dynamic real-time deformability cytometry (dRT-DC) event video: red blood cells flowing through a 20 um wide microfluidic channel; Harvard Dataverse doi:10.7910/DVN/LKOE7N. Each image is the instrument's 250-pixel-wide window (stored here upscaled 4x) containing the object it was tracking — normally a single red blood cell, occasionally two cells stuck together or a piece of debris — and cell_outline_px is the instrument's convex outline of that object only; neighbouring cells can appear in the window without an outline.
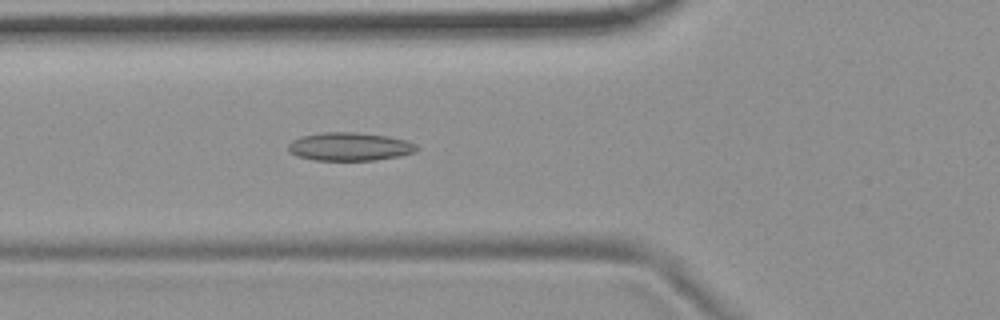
{"species": "common noctule bat (a hibernating species)", "species_latin": "Nyctalus noctula", "temperature_condition": "room temperature", "stored_images_in_passage": 54, "camera_frame_rate_fps": 3000, "um_per_image_px": 0.085, "animal": {"sex": "female", "body_mass_g": 19.9}, "frame": {"image": 1, "passage_image": 19, "time_ms": 6.0, "image_size_px": [1000, 320], "cell_outline_px": [[420, 148], [416, 152], [400, 156], [376, 160], [312, 160], [296, 156], [288, 152], [288, 144], [292, 140], [300, 136], [324, 132], [352, 132], [388, 136], [408, 140], [416, 144]], "centroid_in_image_um": [29.73, 12.46], "position_along_channel_um": 96.1, "area_um2": 21.44}}
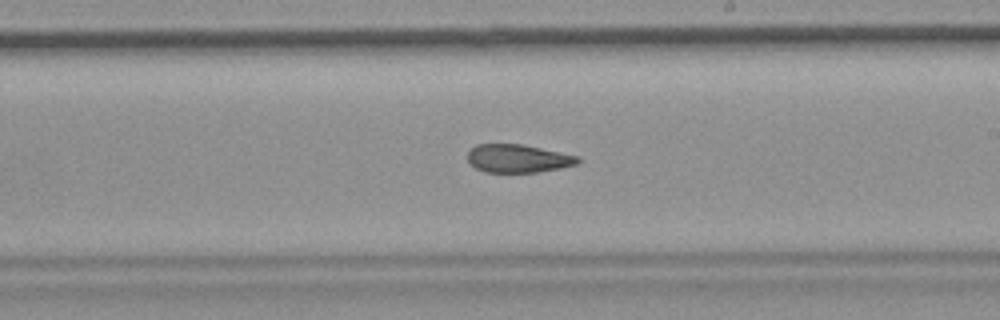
{"frame": {"image": 2, "passage_image": 31, "time_ms": 10.0, "image_size_px": [1000, 320], "cell_outline_px": [[580, 164], [560, 168], [536, 172], [484, 172], [476, 168], [468, 160], [468, 152], [476, 144], [520, 144], [580, 156]], "centroid_in_image_um": [44.06, 13.47], "position_along_channel_um": 244.9, "area_um2": 18.03}}
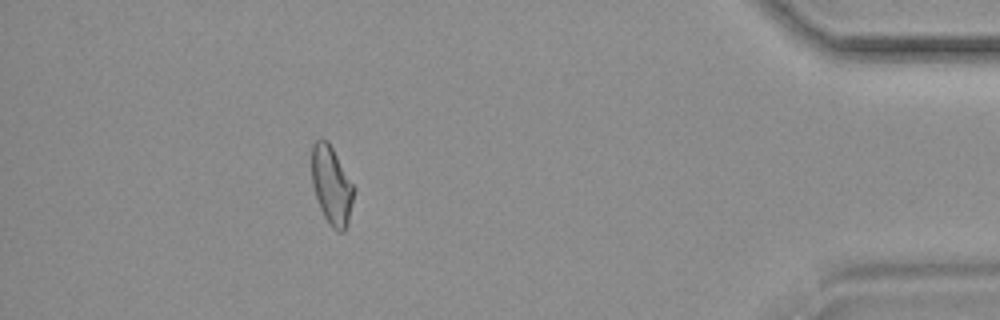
{"frame": {"image": 3, "passage_image": 48, "time_ms": 15.667, "image_size_px": [1000, 320], "cell_outline_px": [[356, 188], [348, 224], [344, 232], [336, 232], [328, 224], [320, 208], [312, 184], [312, 144], [316, 140], [328, 140]], "centroid_in_image_um": [28.21, 15.79], "position_along_channel_um": 407.0, "area_um2": 19.48}, "authors_computed_cell_mechanics": {"area_um2": 19.8832, "velocity_mm_per_s": 3.723, "shape_relaxation_time_tau1_ms": null, "shape_relaxation_time_tau2_ms": 3.112, "deformation_change_tau1": null, "deformation_change_tau2": 0.0991}}